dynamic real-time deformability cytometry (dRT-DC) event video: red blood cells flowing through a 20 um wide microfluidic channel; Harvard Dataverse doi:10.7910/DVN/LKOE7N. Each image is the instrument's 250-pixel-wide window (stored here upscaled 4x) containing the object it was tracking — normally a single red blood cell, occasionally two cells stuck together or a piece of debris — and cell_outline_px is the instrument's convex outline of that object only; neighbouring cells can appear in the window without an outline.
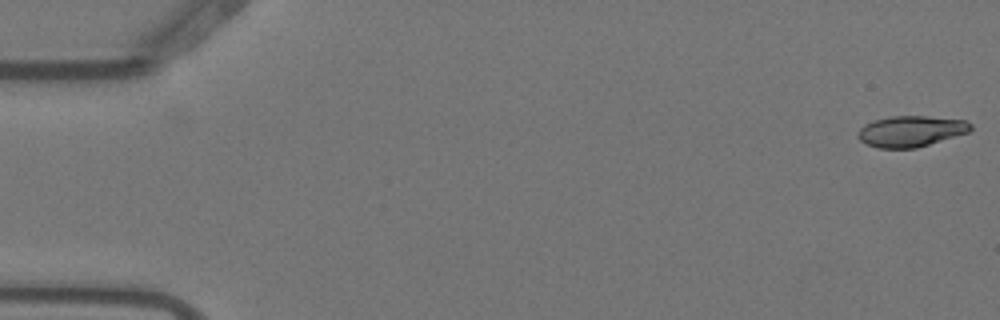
{"species": "Egyptian fruit bat (a non-hibernating species)", "species_latin": "Rousettus aegyptiacus", "temperature_condition": "warm", "stored_images_in_passage": 5, "camera_frame_rate_fps": 3000, "um_per_image_px": 0.085, "animal": {"sex": "female"}, "frame": {"image": 1, "passage_image": 1, "time_ms": 0.0, "image_size_px": [1000, 320], "cell_outline_px": [[972, 128], [968, 132], [916, 148], [880, 148], [868, 144], [860, 140], [856, 136], [860, 128], [864, 124], [872, 120], [892, 116], [928, 116], [964, 120], [972, 124]], "centroid_in_image_um": [77.4, 11.14], "position_along_channel_um": 7.6, "area_um2": 20.23}}
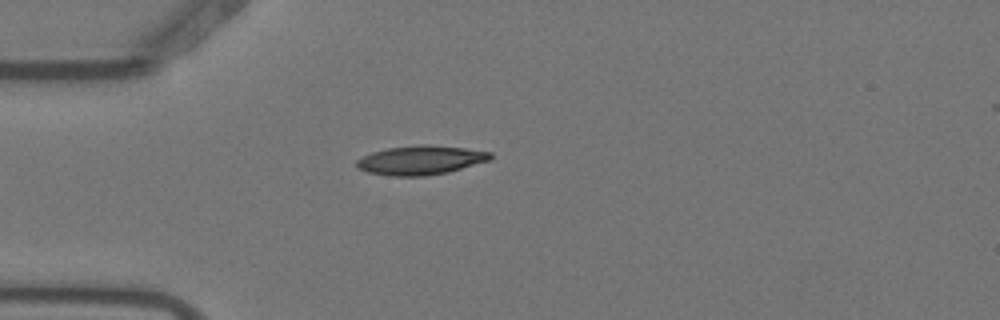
{"frame": {"image": 2, "passage_image": 5, "time_ms": 1.333, "image_size_px": [1000, 320], "cell_outline_px": [[492, 156], [488, 160], [448, 172], [424, 176], [392, 176], [368, 172], [360, 168], [356, 164], [356, 160], [372, 152], [388, 148], [420, 144], [428, 144], [464, 148], [492, 152]], "centroid_in_image_um": [35.75, 13.6], "position_along_channel_um": 49.3, "area_um2": 22.43}}